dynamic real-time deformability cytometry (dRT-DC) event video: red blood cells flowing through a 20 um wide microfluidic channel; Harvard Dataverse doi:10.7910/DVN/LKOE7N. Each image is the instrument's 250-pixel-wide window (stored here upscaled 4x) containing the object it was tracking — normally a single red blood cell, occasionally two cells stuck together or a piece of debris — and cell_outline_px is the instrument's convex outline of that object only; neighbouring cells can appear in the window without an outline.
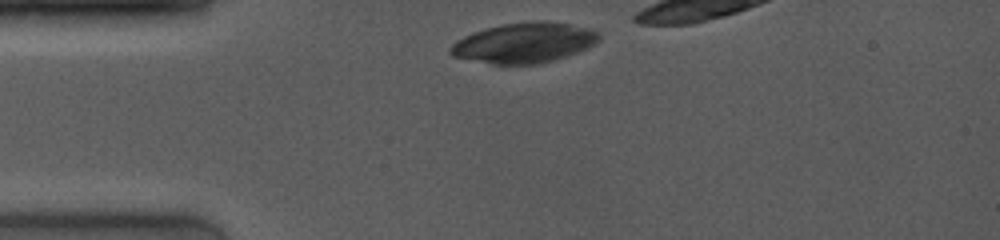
{"species": "common noctule bat (a hibernating species)", "species_latin": "Nyctalus noctula", "temperature_condition": "room temperature", "stored_images_in_passage": 2, "camera_frame_rate_fps": 4000, "um_per_image_px": 0.085, "animal": {"sex": "female", "body_mass_g": 19.0, "forearm_length_mm": 53.3}, "frame": {"image": 1, "passage_image": 1, "time_ms": 0.0, "image_size_px": [1000, 240], "cell_outline_px": [[600, 40], [596, 44], [588, 48], [540, 64], [492, 64], [452, 56], [448, 52], [448, 48], [456, 40], [464, 36], [488, 28], [504, 24], [532, 20], [548, 20], [592, 28], [600, 32]], "centroid_in_image_um": [44.59, 3.62], "position_along_channel_um": 40.4, "area_um2": 34.97}}